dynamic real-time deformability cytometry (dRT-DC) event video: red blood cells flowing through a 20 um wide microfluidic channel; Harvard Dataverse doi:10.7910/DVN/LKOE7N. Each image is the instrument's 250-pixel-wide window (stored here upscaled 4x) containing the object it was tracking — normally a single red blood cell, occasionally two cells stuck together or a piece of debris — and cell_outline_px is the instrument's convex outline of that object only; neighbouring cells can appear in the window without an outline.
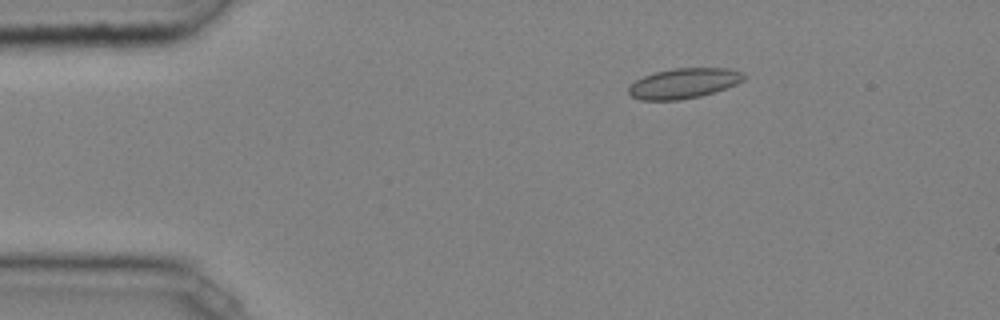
{"species": "common noctule bat (a hibernating species)", "species_latin": "Nyctalus noctula", "temperature_condition": "cold", "stored_images_in_passage": 37, "camera_frame_rate_fps": 3000, "um_per_image_px": 0.085, "animal": {"sex": "male", "body_mass_g": 20.4}, "frame": {"image": 1, "passage_image": 2, "time_ms": 0.333, "image_size_px": [1000, 320], "cell_outline_px": [[744, 80], [736, 84], [700, 96], [680, 100], [640, 100], [632, 96], [628, 92], [628, 88], [636, 80], [644, 76], [656, 72], [672, 68], [728, 68], [744, 72]], "centroid_in_image_um": [58.12, 7.07], "position_along_channel_um": 26.9, "area_um2": 20.11}}
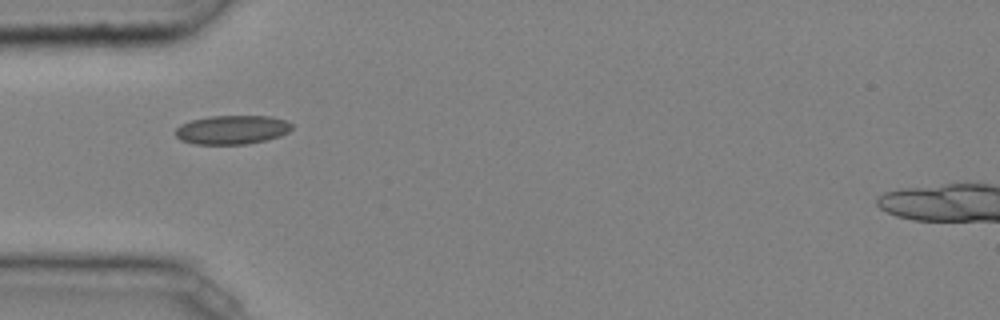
{"frame": {"image": 2, "passage_image": 9, "time_ms": 2.667, "image_size_px": [1000, 320], "cell_outline_px": [[292, 128], [288, 132], [280, 136], [248, 144], [196, 144], [180, 140], [176, 136], [176, 128], [180, 124], [192, 120], [212, 116], [268, 116], [284, 120], [292, 124]], "centroid_in_image_um": [19.71, 11.03], "position_along_channel_um": 65.3, "area_um2": 19.48}}
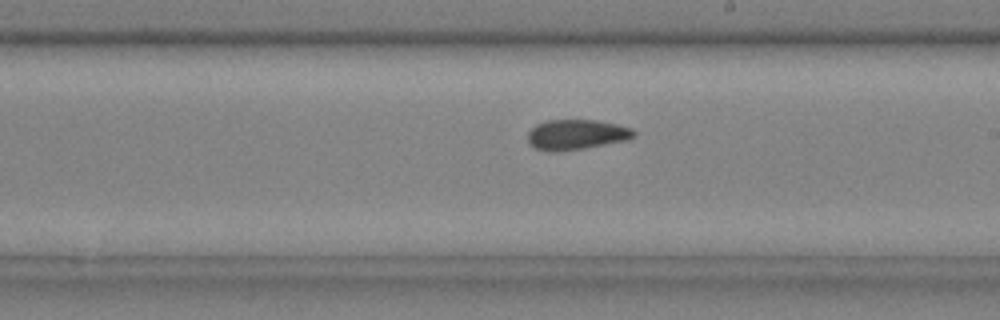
{"frame": {"image": 3, "passage_image": 22, "time_ms": 7.0, "image_size_px": [1000, 320], "cell_outline_px": [[636, 136], [628, 140], [580, 148], [552, 152], [548, 152], [536, 148], [528, 140], [528, 132], [536, 124], [548, 120], [600, 120], [632, 128], [636, 132]], "centroid_in_image_um": [49.02, 11.42], "position_along_channel_um": 240.0, "area_um2": 18.5}, "authors_computed_cell_mechanics": {"area_um2": 18.6116, "velocity_mm_per_s": 4.0487, "shape_relaxation_time_tau1_ms": null, "shape_relaxation_time_tau2_ms": 2.6411, "deformation_change_tau1": null, "deformation_change_tau2": 0.0569}}